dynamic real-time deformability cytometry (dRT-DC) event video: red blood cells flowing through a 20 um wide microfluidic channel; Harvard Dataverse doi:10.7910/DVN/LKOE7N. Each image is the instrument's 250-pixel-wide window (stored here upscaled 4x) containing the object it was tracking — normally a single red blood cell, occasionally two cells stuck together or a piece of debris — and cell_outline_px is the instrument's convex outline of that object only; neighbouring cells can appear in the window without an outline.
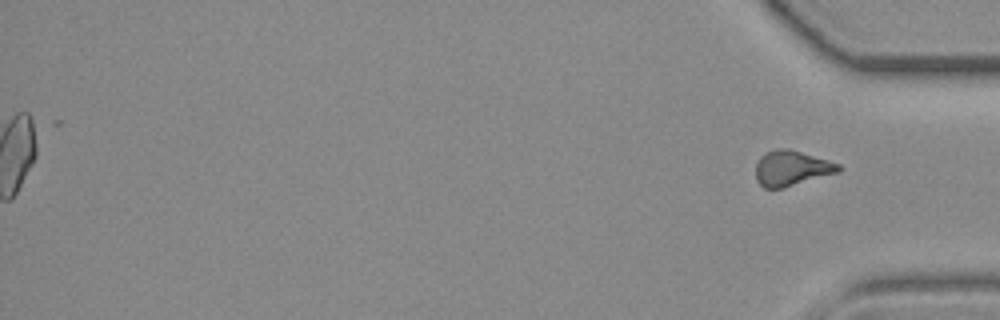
{"species": "common noctule bat (a hibernating species)", "species_latin": "Nyctalus noctula", "temperature_condition": "room temperature", "stored_images_in_passage": 40, "segment_of_instrument_passage": [2, 2], "camera_frame_rate_fps": 3000, "um_per_image_px": 0.085, "animal": {"sex": "female", "body_mass_g": 19.3, "forearm_length_mm": 54.1}, "frame": {"image": 1, "passage_image": 40, "time_ms": 13.0, "image_size_px": [1000, 320], "cell_outline_px": [[844, 168], [840, 172], [780, 188], [764, 188], [756, 180], [756, 164], [760, 156], [776, 148], [788, 148], [828, 160], [840, 164]], "centroid_in_image_um": [67.3, 14.29], "position_along_channel_um": 367.9, "area_um2": 16.94}}